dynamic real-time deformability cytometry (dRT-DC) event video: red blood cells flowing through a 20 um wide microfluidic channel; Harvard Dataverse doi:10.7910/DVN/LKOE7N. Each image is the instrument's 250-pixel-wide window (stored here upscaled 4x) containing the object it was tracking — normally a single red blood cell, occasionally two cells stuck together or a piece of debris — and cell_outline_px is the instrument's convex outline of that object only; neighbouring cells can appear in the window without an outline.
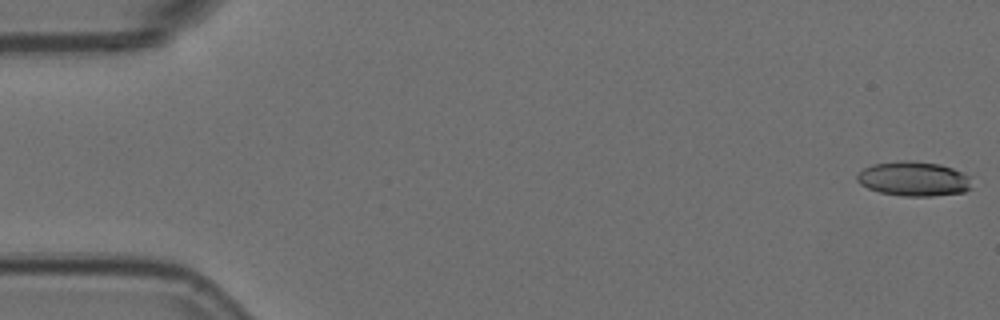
{"species": "Egyptian fruit bat (a non-hibernating species)", "species_latin": "Rousettus aegyptiacus", "temperature_condition": "room temperature", "stored_images_in_passage": 9, "camera_frame_rate_fps": 3000, "um_per_image_px": 0.085, "animal": {"sex": "female"}, "frame": {"image": 1, "passage_image": 1, "time_ms": 0.0, "image_size_px": [1000, 320], "cell_outline_px": [[972, 188], [964, 192], [932, 196], [904, 196], [880, 192], [868, 188], [860, 184], [856, 180], [856, 176], [864, 168], [872, 164], [896, 160], [912, 160], [940, 164], [964, 172], [968, 176]], "centroid_in_image_um": [77.66, 15.19], "position_along_channel_um": 7.3, "area_um2": 23.29}}
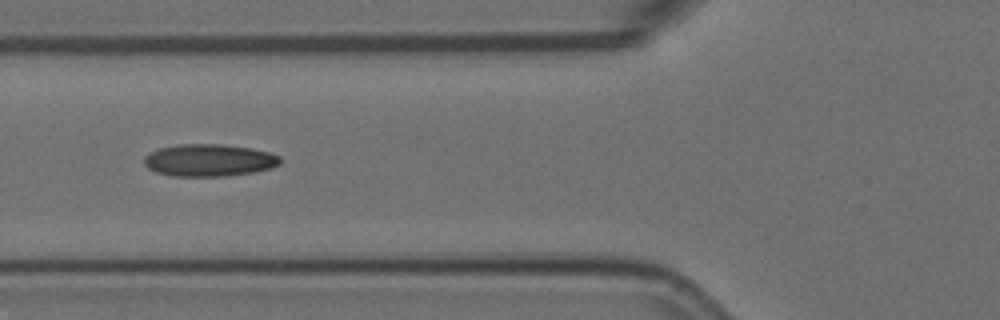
{"frame": {"image": 2, "passage_image": 7, "time_ms": 2.0, "image_size_px": [1000, 320], "cell_outline_px": [[280, 164], [272, 168], [252, 172], [228, 176], [172, 176], [156, 172], [148, 168], [144, 164], [144, 156], [160, 148], [176, 144], [220, 144], [248, 148], [268, 152], [280, 156]], "centroid_in_image_um": [17.76, 13.62], "position_along_channel_um": 108.0, "area_um2": 25.49}}
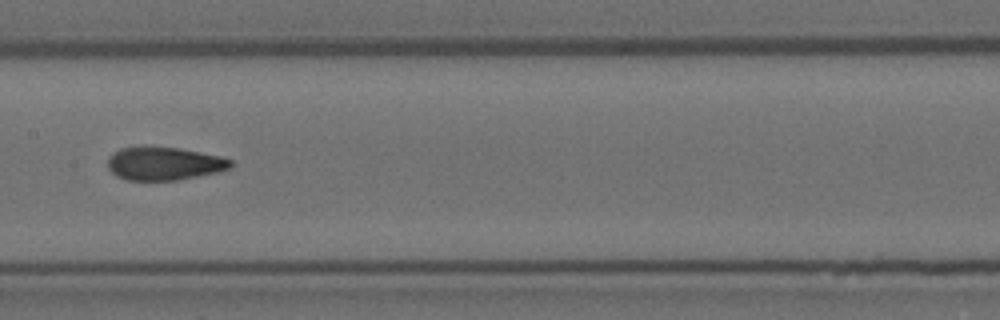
{"frame": {"image": 3, "passage_image": 9, "time_ms": 2.667, "image_size_px": [1000, 320], "cell_outline_px": [[232, 168], [216, 172], [180, 180], [124, 180], [116, 176], [108, 168], [108, 156], [112, 152], [120, 148], [136, 144], [144, 144], [180, 148], [220, 156], [232, 160]], "centroid_in_image_um": [13.89, 13.86], "position_along_channel_um": 193.5, "area_um2": 24.57}}